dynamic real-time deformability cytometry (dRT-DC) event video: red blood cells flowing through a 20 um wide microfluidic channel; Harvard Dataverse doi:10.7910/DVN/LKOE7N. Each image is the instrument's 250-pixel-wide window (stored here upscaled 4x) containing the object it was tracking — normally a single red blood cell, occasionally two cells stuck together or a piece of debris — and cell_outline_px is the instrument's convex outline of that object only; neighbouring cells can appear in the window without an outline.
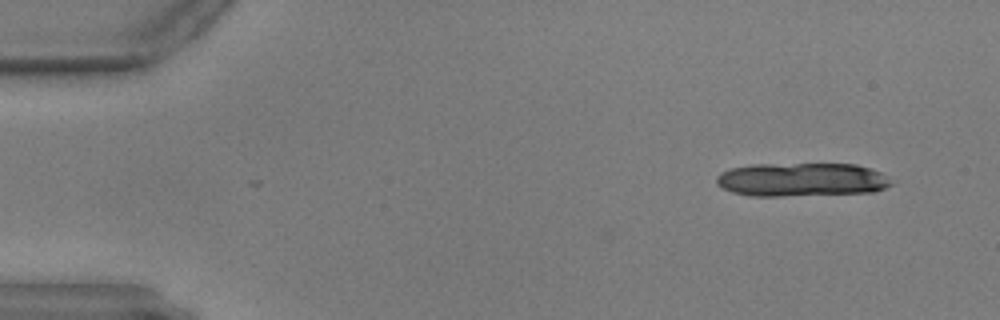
{"species": "common noctule bat (a hibernating species)", "species_latin": "Nyctalus noctula", "temperature_condition": "warm", "stored_images_in_passage": 12, "camera_frame_rate_fps": 3000, "um_per_image_px": 0.085, "animal": {"sex": "male", "body_mass_g": 17.9, "forearm_length_mm": 54.2}, "frame": {"image": 1, "passage_image": 1, "time_ms": 0.0, "image_size_px": [1000, 320], "cell_outline_px": [[892, 184], [884, 188], [872, 192], [780, 196], [752, 196], [732, 192], [716, 184], [716, 176], [720, 172], [732, 168], [752, 164], [856, 164], [872, 168], [888, 176]], "centroid_in_image_um": [68.13, 15.26], "position_along_channel_um": 16.9, "area_um2": 34.33}}